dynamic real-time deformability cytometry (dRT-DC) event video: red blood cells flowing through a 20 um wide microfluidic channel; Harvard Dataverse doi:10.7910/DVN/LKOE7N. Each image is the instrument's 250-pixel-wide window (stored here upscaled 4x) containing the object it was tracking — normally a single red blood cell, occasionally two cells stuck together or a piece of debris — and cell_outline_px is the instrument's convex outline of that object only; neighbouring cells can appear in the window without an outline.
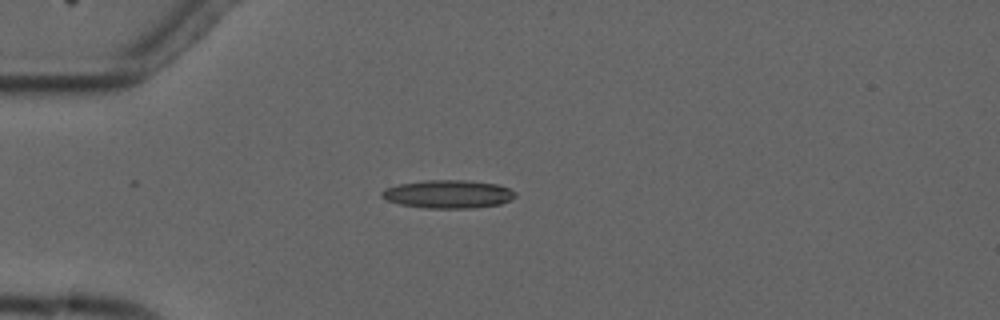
{"species": "common noctule bat (a hibernating species)", "species_latin": "Nyctalus noctula", "temperature_condition": "cold", "stored_images_in_passage": 5, "camera_frame_rate_fps": 3000, "um_per_image_px": 0.085, "animal": {"sex": "male", "forearm_length_mm": 52.5}, "frame": {"image": 1, "passage_image": 4, "time_ms": 3.333, "image_size_px": [1000, 320], "cell_outline_px": [[516, 196], [512, 200], [500, 204], [472, 208], [424, 208], [400, 204], [384, 200], [380, 196], [380, 192], [384, 188], [400, 184], [424, 180], [464, 180], [496, 184], [508, 188], [516, 192]], "centroid_in_image_um": [38.06, 16.5], "position_along_channel_um": 46.9, "area_um2": 22.08}}